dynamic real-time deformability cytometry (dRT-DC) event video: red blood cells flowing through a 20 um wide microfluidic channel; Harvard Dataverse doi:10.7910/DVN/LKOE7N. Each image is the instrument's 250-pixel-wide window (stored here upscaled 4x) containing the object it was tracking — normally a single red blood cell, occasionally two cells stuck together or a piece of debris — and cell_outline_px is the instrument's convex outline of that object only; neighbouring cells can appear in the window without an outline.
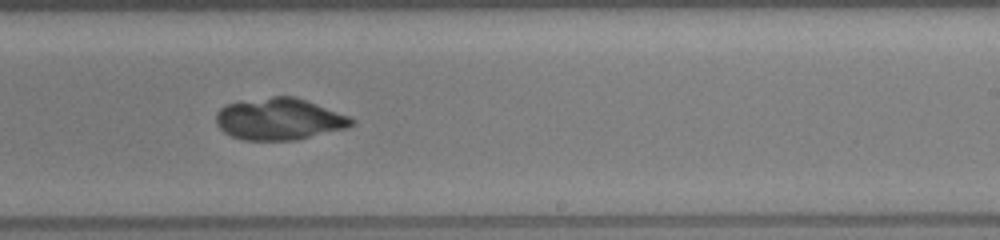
{"species": "common noctule bat (a hibernating species)", "species_latin": "Nyctalus noctula", "temperature_condition": "room temperature", "stored_images_in_passage": 30, "camera_frame_rate_fps": 3000, "um_per_image_px": 0.085, "animal": {"sex": "female", "body_mass_g": 19.5, "forearm_length_mm": 54.1}, "frame": {"image": 1, "passage_image": 14, "time_ms": 4.333, "image_size_px": [1000, 240], "cell_outline_px": [[356, 124], [348, 128], [296, 140], [244, 140], [232, 136], [224, 132], [216, 124], [216, 112], [224, 104], [272, 96], [296, 96], [352, 116], [356, 120]], "centroid_in_image_um": [23.79, 10.11], "position_along_channel_um": 265.2, "area_um2": 33.47}}
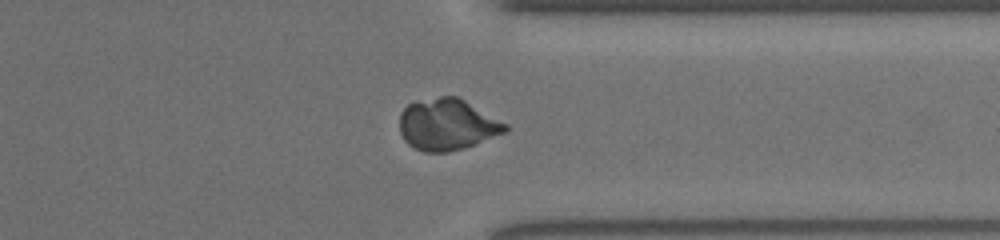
{"frame": {"image": 2, "passage_image": 21, "time_ms": 6.667, "image_size_px": [1000, 240], "cell_outline_px": [[508, 132], [464, 148], [448, 152], [424, 152], [408, 144], [404, 140], [400, 132], [400, 112], [408, 104], [416, 100], [440, 96], [460, 96], [508, 124]], "centroid_in_image_um": [38.04, 10.56], "position_along_channel_um": 373.4, "area_um2": 32.19}}
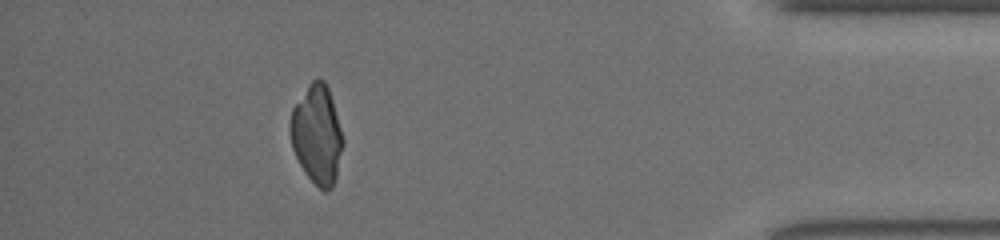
{"frame": {"image": 3, "passage_image": 26, "time_ms": 8.333, "image_size_px": [1000, 240], "cell_outline_px": [[344, 144], [336, 180], [332, 188], [324, 192], [304, 172], [292, 148], [292, 108], [308, 84], [316, 76], [324, 80], [328, 88], [332, 100], [344, 140]], "centroid_in_image_um": [26.98, 11.44], "position_along_channel_um": 408.2, "area_um2": 30.06}}